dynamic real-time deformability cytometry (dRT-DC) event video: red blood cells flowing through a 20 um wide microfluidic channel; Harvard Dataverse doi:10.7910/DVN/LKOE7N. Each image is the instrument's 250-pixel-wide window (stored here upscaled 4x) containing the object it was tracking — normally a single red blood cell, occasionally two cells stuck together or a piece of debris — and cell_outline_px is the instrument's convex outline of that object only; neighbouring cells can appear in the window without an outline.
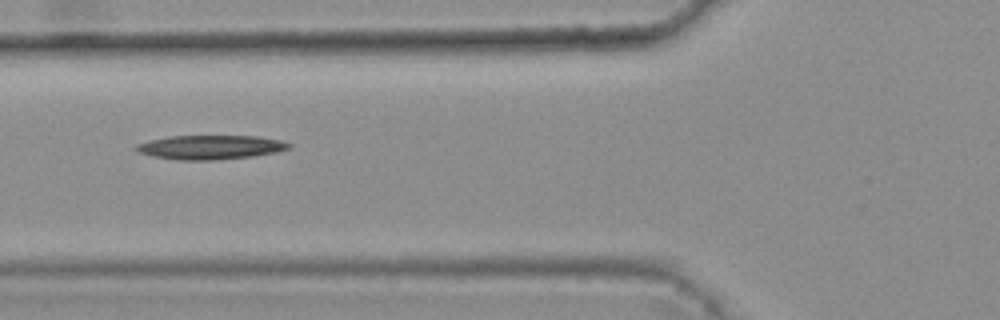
{"species": "common noctule bat (a hibernating species)", "species_latin": "Nyctalus noctula", "temperature_condition": "warm", "stored_images_in_passage": 6, "camera_frame_rate_fps": 3000, "um_per_image_px": 0.085, "animal": {"sex": "female", "body_mass_g": 25.1}, "frame": {"image": 1, "passage_image": 3, "time_ms": 0.667, "image_size_px": [1000, 320], "cell_outline_px": [[292, 148], [276, 152], [252, 156], [216, 160], [176, 160], [152, 156], [140, 152], [132, 148], [136, 144], [148, 140], [172, 136], [256, 136], [284, 140], [292, 144]], "centroid_in_image_um": [17.9, 12.51], "position_along_channel_um": 107.9, "area_um2": 21.68}}
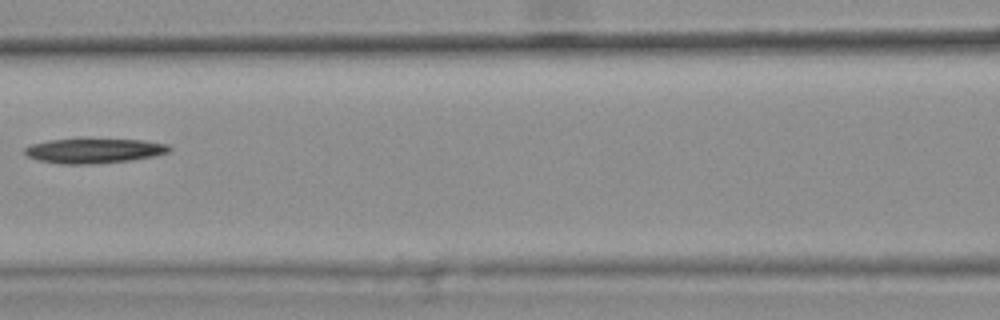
{"frame": {"image": 2, "passage_image": 4, "time_ms": 1.0, "image_size_px": [1000, 320], "cell_outline_px": [[172, 148], [168, 152], [152, 156], [132, 160], [88, 164], [60, 164], [40, 160], [28, 156], [24, 152], [24, 148], [32, 144], [48, 140], [144, 140], [168, 144]], "centroid_in_image_um": [8.0, 12.82], "position_along_channel_um": 158.6, "area_um2": 20.4}}
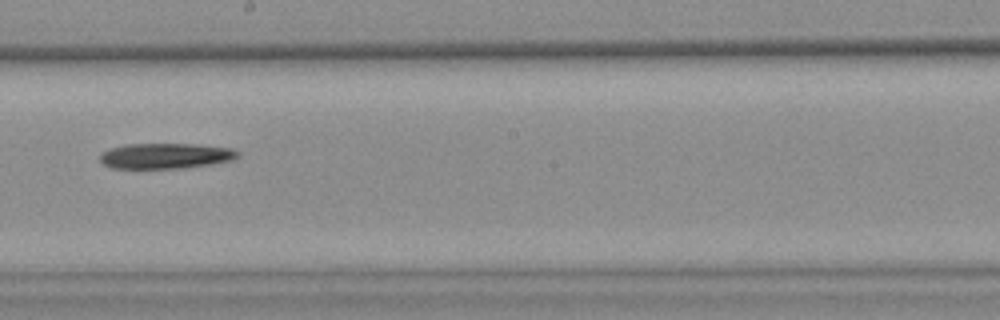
{"frame": {"image": 3, "passage_image": 6, "time_ms": 1.667, "image_size_px": [1000, 320], "cell_outline_px": [[240, 156], [232, 160], [212, 164], [184, 168], [112, 168], [104, 164], [100, 160], [100, 152], [124, 144], [192, 144], [232, 148], [240, 152]], "centroid_in_image_um": [14.09, 13.25], "position_along_channel_um": 234.1, "area_um2": 20.52}}